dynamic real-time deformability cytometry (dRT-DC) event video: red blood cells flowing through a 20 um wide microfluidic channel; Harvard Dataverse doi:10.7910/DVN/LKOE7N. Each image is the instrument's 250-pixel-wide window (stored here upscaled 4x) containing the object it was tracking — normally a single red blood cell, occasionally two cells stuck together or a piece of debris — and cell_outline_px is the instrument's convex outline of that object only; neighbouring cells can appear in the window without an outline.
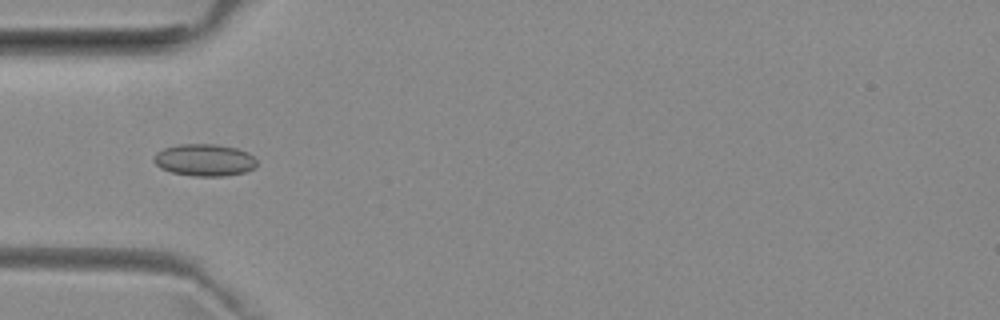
{"species": "common noctule bat (a hibernating species)", "species_latin": "Nyctalus noctula", "temperature_condition": "room temperature", "stored_images_in_passage": 39, "camera_frame_rate_fps": 3000, "um_per_image_px": 0.085, "animal": {"sex": "female", "body_mass_g": 29.2, "forearm_length_mm": 56.3}, "frame": {"image": 1, "passage_image": 4, "time_ms": 1.0, "image_size_px": [1000, 320], "cell_outline_px": [[256, 164], [252, 168], [244, 172], [224, 176], [196, 176], [172, 172], [160, 168], [152, 160], [156, 152], [164, 148], [180, 144], [216, 144], [236, 148], [248, 152], [256, 160]], "centroid_in_image_um": [17.35, 13.59], "position_along_channel_um": 67.6, "area_um2": 19.13}}
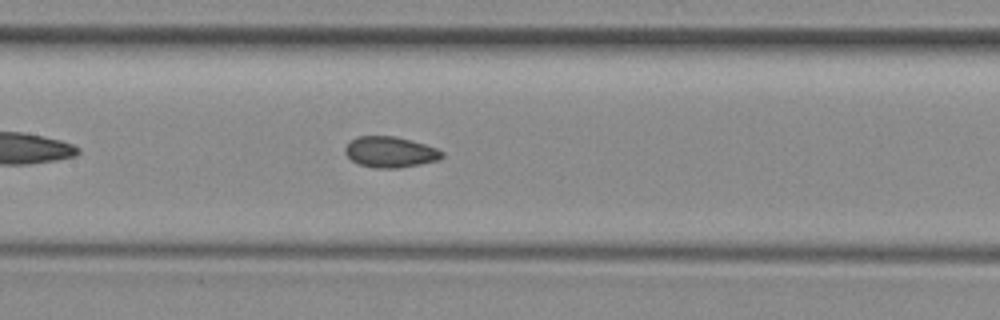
{"frame": {"image": 2, "passage_image": 12, "time_ms": 3.667, "image_size_px": [1000, 320], "cell_outline_px": [[444, 156], [440, 160], [400, 168], [372, 168], [360, 164], [352, 160], [344, 152], [344, 148], [356, 136], [396, 136], [424, 144], [436, 148], [444, 152]], "centroid_in_image_um": [33.18, 12.93], "position_along_channel_um": 174.2, "area_um2": 17.46}}
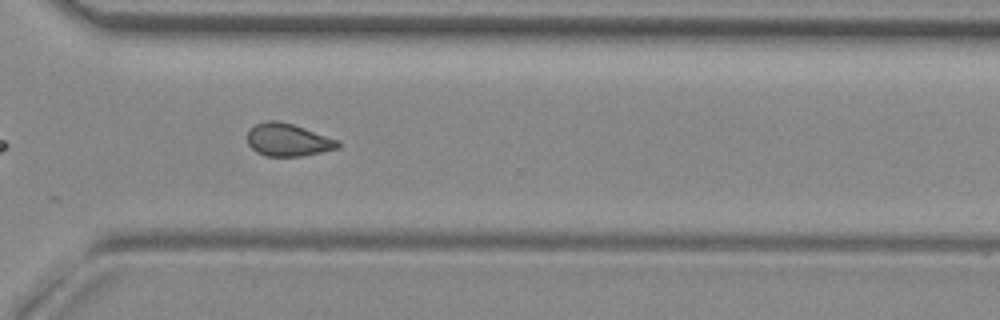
{"frame": {"image": 3, "passage_image": 25, "time_ms": 8.0, "image_size_px": [1000, 320], "cell_outline_px": [[340, 148], [300, 156], [268, 156], [256, 152], [248, 144], [248, 132], [256, 124], [268, 120], [276, 120], [292, 124], [340, 140]], "centroid_in_image_um": [24.5, 11.89], "position_along_channel_um": 346.1, "area_um2": 17.11}, "authors_computed_cell_mechanics": {"area_um2": 17.2244, "velocity_mm_per_s": 3.9775, "shape_relaxation_time_tau1_ms": null, "shape_relaxation_time_tau2_ms": 2.792, "deformation_change_tau1": null, "deformation_change_tau2": 0.0686}}